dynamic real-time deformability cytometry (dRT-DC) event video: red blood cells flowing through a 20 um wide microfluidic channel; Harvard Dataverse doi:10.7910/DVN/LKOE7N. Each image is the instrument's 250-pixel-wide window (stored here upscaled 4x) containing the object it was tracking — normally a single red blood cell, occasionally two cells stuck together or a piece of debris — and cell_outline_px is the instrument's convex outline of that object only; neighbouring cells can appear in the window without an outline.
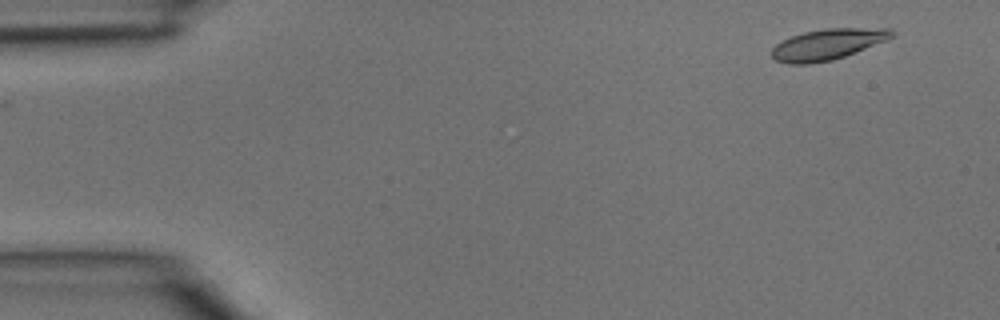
{"species": "common noctule bat (a hibernating species)", "species_latin": "Nyctalus noctula", "temperature_condition": "room temperature", "stored_images_in_passage": 4, "camera_frame_rate_fps": 3000, "um_per_image_px": 0.085, "animal": {"sex": "male", "body_mass_g": 15.6}, "frame": {"image": 1, "passage_image": 1, "time_ms": 0.0, "image_size_px": [1000, 320], "cell_outline_px": [[896, 32], [888, 40], [844, 56], [832, 60], [808, 64], [788, 64], [776, 60], [772, 56], [772, 48], [776, 44], [792, 36], [804, 32], [824, 28], [892, 28]], "centroid_in_image_um": [70.38, 3.76], "position_along_channel_um": 14.6, "area_um2": 21.56}}
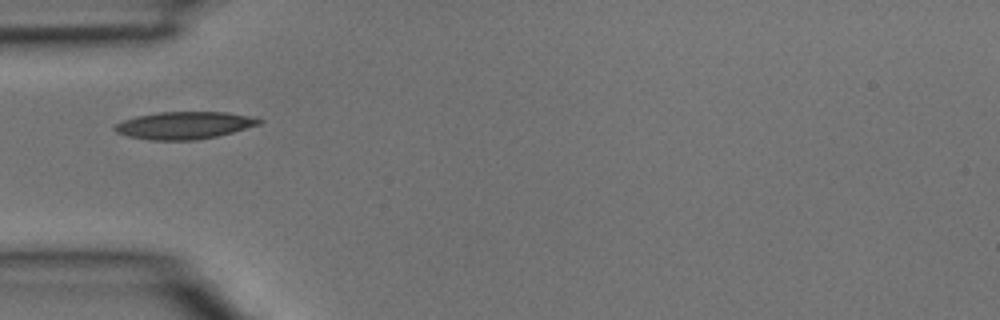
{"frame": {"image": 2, "passage_image": 4, "time_ms": 1.0, "image_size_px": [1000, 320], "cell_outline_px": [[264, 120], [260, 124], [232, 132], [216, 136], [196, 140], [152, 140], [128, 136], [116, 132], [112, 128], [116, 124], [124, 120], [136, 116], [160, 112], [224, 112], [248, 116]], "centroid_in_image_um": [15.64, 10.65], "position_along_channel_um": 69.4, "area_um2": 22.77}}